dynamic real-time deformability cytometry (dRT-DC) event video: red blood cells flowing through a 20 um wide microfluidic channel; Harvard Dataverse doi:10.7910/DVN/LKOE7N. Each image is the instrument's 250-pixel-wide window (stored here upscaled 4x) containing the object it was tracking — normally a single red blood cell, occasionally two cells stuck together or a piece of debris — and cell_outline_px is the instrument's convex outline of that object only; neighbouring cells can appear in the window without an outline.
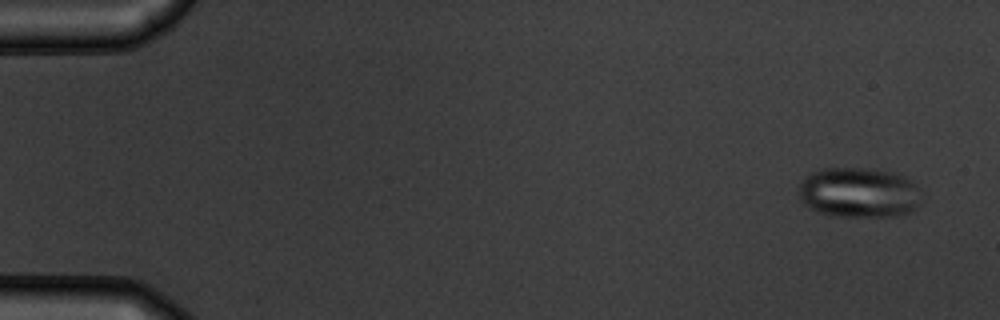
{"species": "common noctule bat (a hibernating species)", "species_latin": "Nyctalus noctula", "temperature_condition": "warm", "stored_images_in_passage": 51, "camera_frame_rate_fps": 3000, "um_per_image_px": 0.085, "animal": {"sex": "male", "body_mass_g": 19.5, "forearm_length_mm": 54.6}, "frame": {"image": 1, "passage_image": 1, "time_ms": 0.0, "image_size_px": [1000, 320], "cell_outline_px": [[920, 204], [912, 212], [896, 216], [836, 216], [820, 212], [804, 204], [800, 200], [800, 184], [812, 172], [820, 168], [876, 168], [896, 172], [912, 180], [920, 188]], "centroid_in_image_um": [73.08, 16.35], "position_along_channel_um": 11.9, "area_um2": 36.24}}
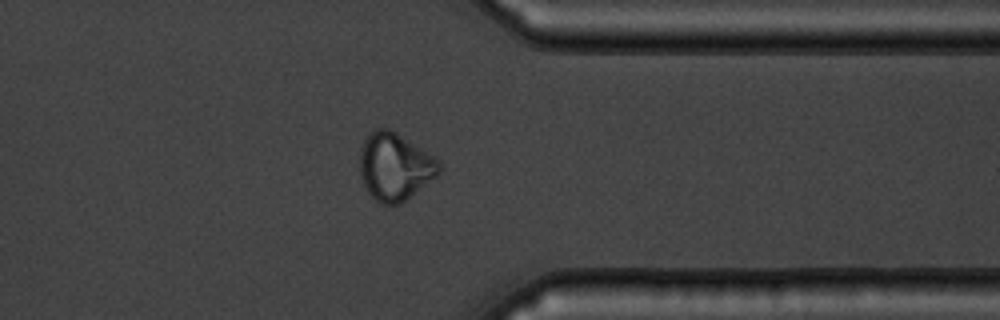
{"frame": {"image": 2, "passage_image": 41, "time_ms": 13.333, "image_size_px": [1000, 320], "cell_outline_px": [[440, 172], [436, 176], [400, 204], [380, 204], [368, 192], [360, 176], [360, 148], [364, 140], [376, 128], [388, 128], [396, 132], [436, 156], [440, 160]], "centroid_in_image_um": [33.57, 14.15], "position_along_channel_um": 377.8, "area_um2": 31.15}}
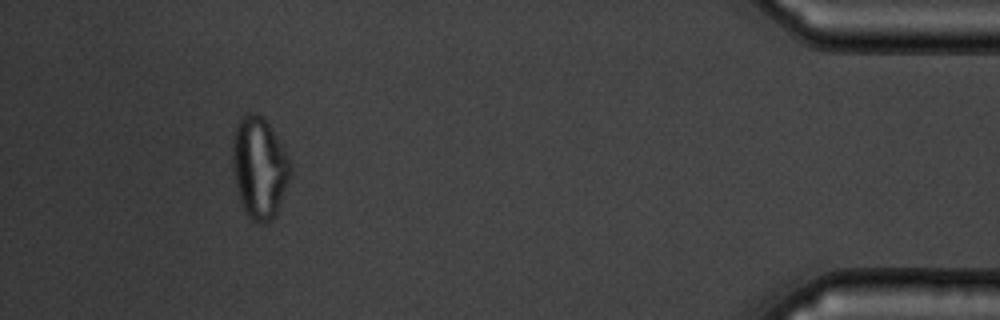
{"frame": {"image": 3, "passage_image": 48, "time_ms": 15.667, "image_size_px": [1000, 320], "cell_outline_px": [[292, 172], [276, 212], [272, 220], [264, 224], [260, 224], [252, 220], [248, 216], [240, 200], [232, 168], [232, 140], [236, 124], [240, 116], [256, 112], [264, 116], [288, 156], [292, 168]], "centroid_in_image_um": [22.03, 14.22], "position_along_channel_um": 413.2, "area_um2": 34.22}}